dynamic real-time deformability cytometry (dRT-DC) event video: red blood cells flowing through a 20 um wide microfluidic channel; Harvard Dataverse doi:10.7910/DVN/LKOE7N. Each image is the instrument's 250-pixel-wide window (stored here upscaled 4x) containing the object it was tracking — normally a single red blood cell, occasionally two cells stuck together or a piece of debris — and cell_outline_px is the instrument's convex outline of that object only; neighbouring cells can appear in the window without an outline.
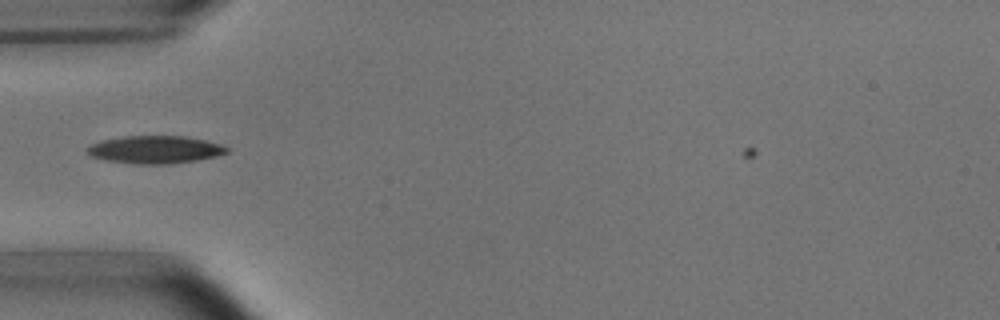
{"species": "common noctule bat (a hibernating species)", "species_latin": "Nyctalus noctula", "temperature_condition": "room temperature", "stored_images_in_passage": 7, "camera_frame_rate_fps": 3000, "um_per_image_px": 0.085, "animal": {"sex": "male", "body_mass_g": 15.6}, "frame": {"image": 1, "passage_image": 1, "time_ms": 0.0, "image_size_px": [1000, 320], "cell_outline_px": [[228, 152], [216, 156], [196, 160], [172, 164], [132, 164], [108, 160], [92, 156], [84, 148], [100, 140], [124, 136], [184, 136], [204, 140], [220, 144], [228, 148]], "centroid_in_image_um": [13.16, 12.72], "position_along_channel_um": 71.8, "area_um2": 22.48}}
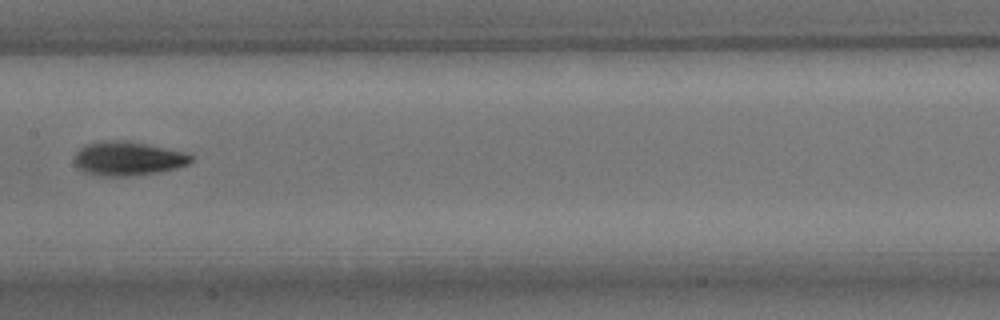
{"frame": {"image": 2, "passage_image": 4, "time_ms": 3.333, "image_size_px": [1000, 320], "cell_outline_px": [[192, 160], [188, 164], [176, 168], [156, 172], [128, 176], [100, 176], [84, 172], [76, 168], [76, 152], [80, 148], [88, 144], [104, 140], [128, 140], [184, 152], [192, 156]], "centroid_in_image_um": [10.85, 13.47], "position_along_channel_um": 196.6, "area_um2": 22.95}}
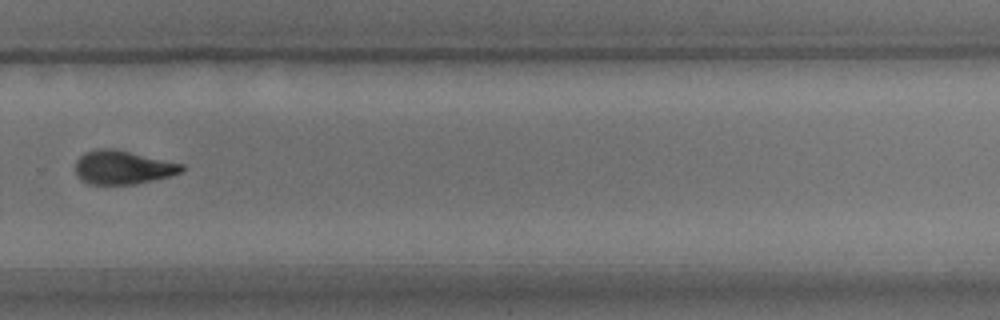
{"frame": {"image": 3, "passage_image": 7, "time_ms": 6.667, "image_size_px": [1000, 320], "cell_outline_px": [[188, 168], [184, 172], [136, 184], [88, 184], [80, 180], [76, 172], [76, 160], [84, 152], [100, 148], [112, 148], [184, 164]], "centroid_in_image_um": [10.45, 14.23], "position_along_channel_um": 319.3, "area_um2": 20.92}}